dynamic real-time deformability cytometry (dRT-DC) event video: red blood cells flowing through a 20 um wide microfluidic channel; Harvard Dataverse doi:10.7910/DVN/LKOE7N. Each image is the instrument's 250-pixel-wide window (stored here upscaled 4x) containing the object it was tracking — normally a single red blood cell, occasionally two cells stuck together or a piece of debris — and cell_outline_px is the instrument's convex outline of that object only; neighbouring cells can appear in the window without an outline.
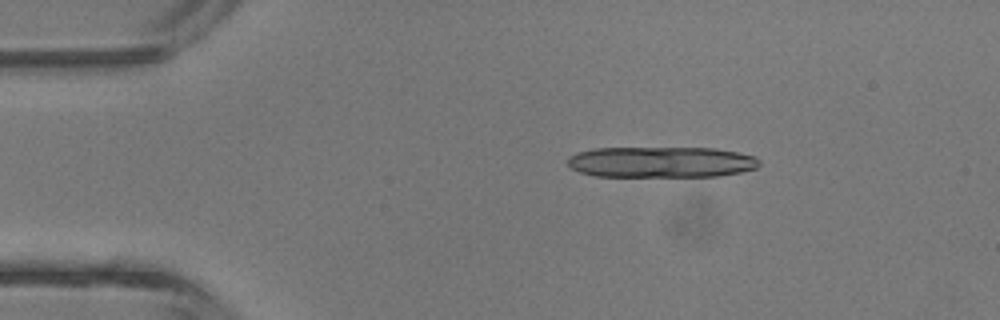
{"species": "common noctule bat (a hibernating species)", "species_latin": "Nyctalus noctula", "temperature_condition": "room temperature", "stored_images_in_passage": 5, "camera_frame_rate_fps": 3000, "um_per_image_px": 0.085, "animal": {"sex": "male", "body_mass_g": 13.3}, "frame": {"image": 1, "passage_image": 2, "time_ms": 1.333, "image_size_px": [1000, 320], "cell_outline_px": [[760, 164], [756, 168], [740, 172], [720, 176], [596, 176], [580, 172], [572, 168], [568, 164], [568, 156], [576, 152], [592, 148], [716, 148], [756, 156], [760, 160]], "centroid_in_image_um": [56.2, 13.77], "position_along_channel_um": 28.8, "area_um2": 34.68}}
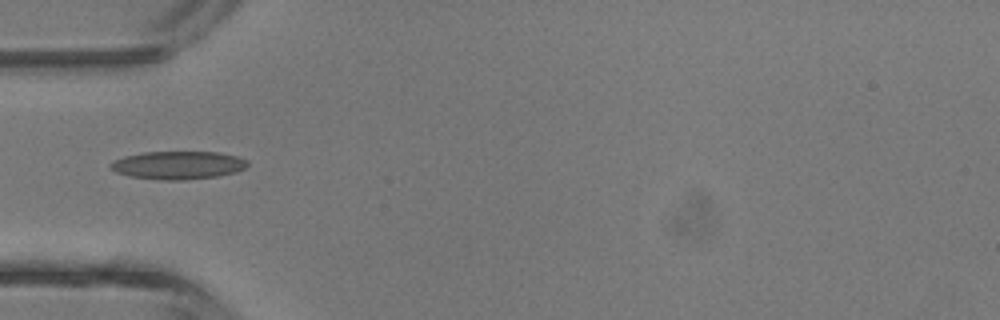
{"frame": {"image": 2, "passage_image": 4, "time_ms": 3.667, "image_size_px": [1000, 320], "cell_outline_px": [[248, 164], [244, 168], [236, 172], [216, 176], [184, 180], [160, 180], [132, 176], [116, 172], [108, 164], [124, 156], [144, 152], [216, 152], [236, 156], [248, 160]], "centroid_in_image_um": [15.15, 14.04], "position_along_channel_um": 69.9, "area_um2": 22.2}}
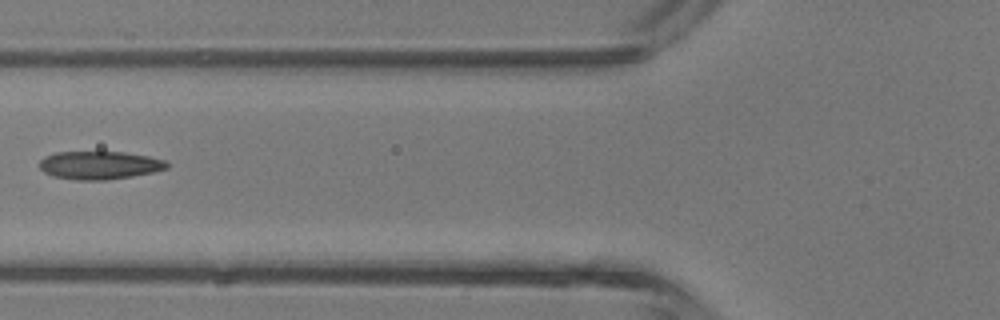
{"frame": {"image": 3, "passage_image": 5, "time_ms": 4.667, "image_size_px": [1000, 320], "cell_outline_px": [[168, 168], [152, 172], [132, 176], [108, 180], [76, 180], [52, 176], [44, 172], [40, 168], [40, 160], [44, 156], [56, 152], [124, 152], [148, 156], [164, 160], [168, 164]], "centroid_in_image_um": [8.43, 14.04], "position_along_channel_um": 117.4, "area_um2": 20.87}}